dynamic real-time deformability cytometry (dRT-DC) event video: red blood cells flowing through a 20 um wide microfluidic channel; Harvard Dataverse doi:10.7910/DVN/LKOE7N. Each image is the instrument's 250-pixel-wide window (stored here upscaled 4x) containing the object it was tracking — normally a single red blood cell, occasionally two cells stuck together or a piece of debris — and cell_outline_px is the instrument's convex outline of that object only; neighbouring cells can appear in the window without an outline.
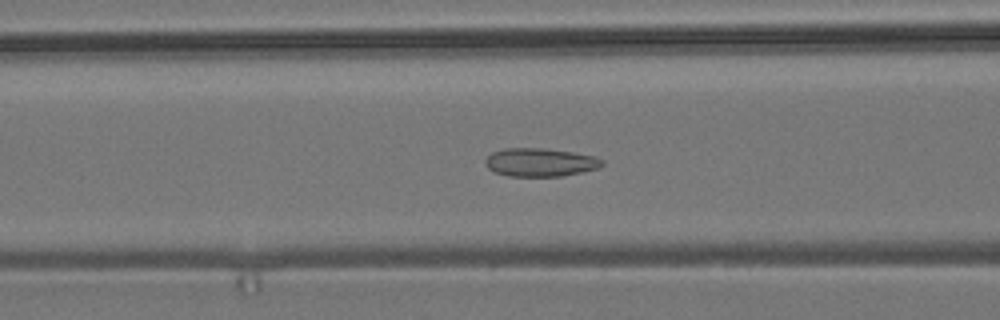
{"species": "common noctule bat (a hibernating species)", "species_latin": "Nyctalus noctula", "temperature_condition": "room temperature", "stored_images_in_passage": 36, "camera_frame_rate_fps": 3000, "um_per_image_px": 0.085, "animal": {"sex": "male", "body_mass_g": 19.2, "forearm_length_mm": 51.8}, "frame": {"image": 1, "passage_image": 11, "time_ms": 3.333, "image_size_px": [1000, 320], "cell_outline_px": [[604, 164], [600, 168], [560, 176], [508, 176], [492, 172], [484, 164], [484, 160], [492, 152], [504, 148], [544, 148], [572, 152], [596, 156], [604, 160]], "centroid_in_image_um": [45.9, 13.79], "position_along_channel_um": 120.7, "area_um2": 19.48}}
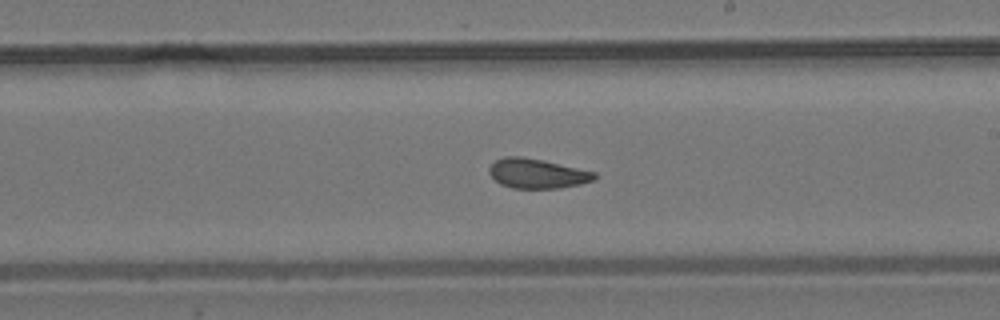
{"frame": {"image": 2, "passage_image": 21, "time_ms": 6.667, "image_size_px": [1000, 320], "cell_outline_px": [[596, 180], [580, 184], [560, 188], [512, 188], [500, 184], [488, 172], [488, 168], [496, 160], [504, 156], [520, 156], [544, 160], [596, 172]], "centroid_in_image_um": [45.67, 14.74], "position_along_channel_um": 243.3, "area_um2": 18.26}}
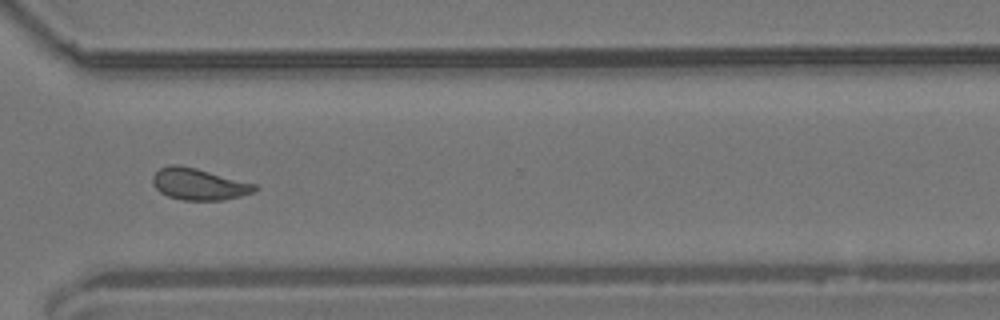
{"frame": {"image": 3, "passage_image": 30, "time_ms": 9.667, "image_size_px": [1000, 320], "cell_outline_px": [[260, 188], [256, 192], [224, 200], [184, 200], [168, 196], [160, 192], [152, 184], [152, 176], [160, 168], [168, 164], [176, 164], [196, 168], [256, 184]], "centroid_in_image_um": [16.91, 15.65], "position_along_channel_um": 353.7, "area_um2": 18.9}, "authors_computed_cell_mechanics": {"area_um2": 18.6694, "velocity_mm_per_s": 3.6905, "shape_relaxation_time_tau1_ms": null, "shape_relaxation_time_tau2_ms": 1.3776, "deformation_change_tau1": null, "deformation_change_tau2": 0.0647}}